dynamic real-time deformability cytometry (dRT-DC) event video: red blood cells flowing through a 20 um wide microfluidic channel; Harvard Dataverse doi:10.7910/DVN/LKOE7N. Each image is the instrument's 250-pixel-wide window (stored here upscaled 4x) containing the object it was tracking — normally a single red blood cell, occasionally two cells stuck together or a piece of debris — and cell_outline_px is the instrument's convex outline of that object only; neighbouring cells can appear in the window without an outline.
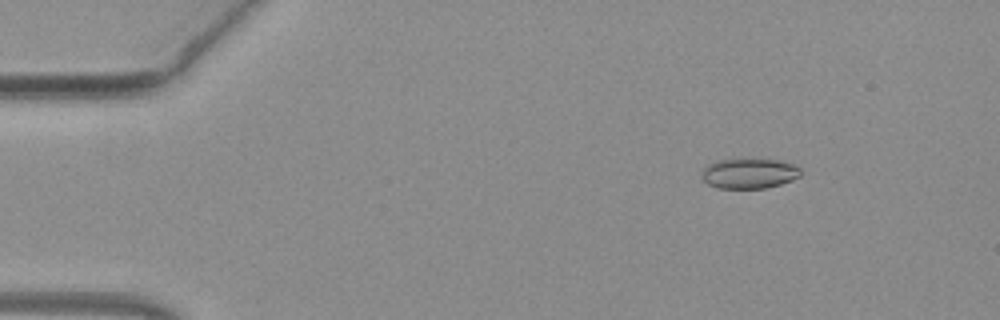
{"species": "common noctule bat (a hibernating species)", "species_latin": "Nyctalus noctula", "temperature_condition": "warm", "stored_images_in_passage": 45, "camera_frame_rate_fps": 3000, "um_per_image_px": 0.085, "animal": {"sex": "female", "body_mass_g": 19.3, "forearm_length_mm": 54.1}, "frame": {"image": 1, "passage_image": 1, "time_ms": 0.0, "image_size_px": [1000, 320], "cell_outline_px": [[800, 176], [792, 180], [768, 188], [716, 188], [708, 184], [700, 176], [704, 168], [708, 164], [716, 160], [776, 160], [796, 164], [800, 168]], "centroid_in_image_um": [63.68, 14.75], "position_along_channel_um": 21.3, "area_um2": 17.28}}
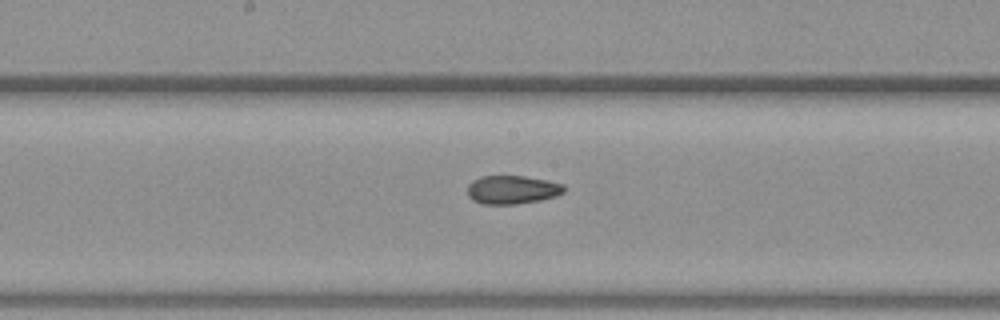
{"frame": {"image": 2, "passage_image": 21, "time_ms": 6.667, "image_size_px": [1000, 320], "cell_outline_px": [[564, 192], [556, 196], [540, 200], [516, 204], [480, 204], [472, 200], [468, 196], [468, 184], [472, 180], [480, 176], [524, 176], [564, 184]], "centroid_in_image_um": [43.5, 16.13], "position_along_channel_um": 204.7, "area_um2": 16.07}}
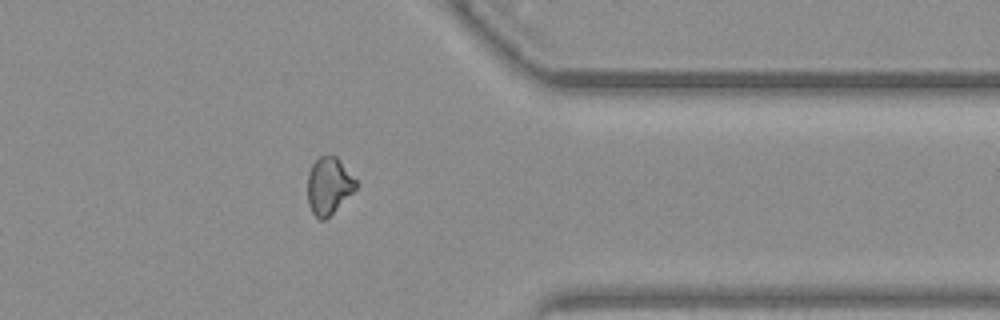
{"frame": {"image": 3, "passage_image": 35, "time_ms": 11.333, "image_size_px": [1000, 320], "cell_outline_px": [[356, 188], [324, 220], [320, 220], [312, 212], [308, 204], [308, 172], [312, 164], [320, 156], [336, 156], [356, 180]], "centroid_in_image_um": [27.92, 15.78], "position_along_channel_um": 383.5, "area_um2": 15.61}, "authors_computed_cell_mechanics": {"area_um2": 16.3574, "velocity_mm_per_s": 4.0726, "shape_relaxation_time_tau1_ms": null, "shape_relaxation_time_tau2_ms": 1.9817, "deformation_change_tau1": null, "deformation_change_tau2": 0.0683}}